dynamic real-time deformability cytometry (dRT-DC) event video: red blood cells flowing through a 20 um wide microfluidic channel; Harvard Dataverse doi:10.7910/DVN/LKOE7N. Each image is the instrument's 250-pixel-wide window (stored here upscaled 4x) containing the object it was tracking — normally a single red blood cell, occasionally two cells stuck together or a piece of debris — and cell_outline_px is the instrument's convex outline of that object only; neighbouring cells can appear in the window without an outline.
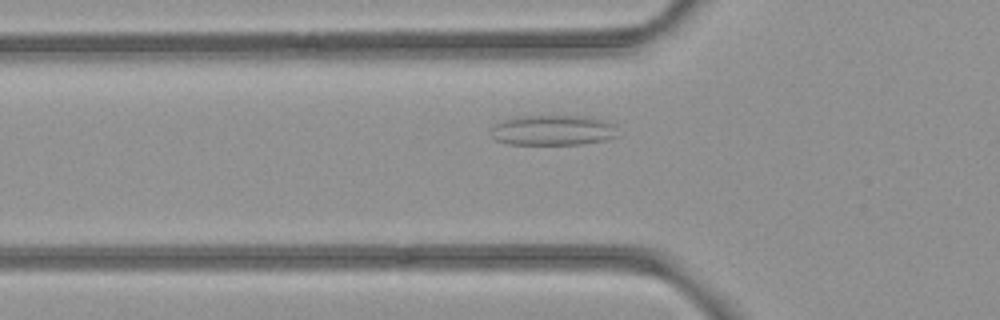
{"species": "common noctule bat (a hibernating species)", "species_latin": "Nyctalus noctula", "temperature_condition": "room temperature", "stored_images_in_passage": 37, "camera_frame_rate_fps": 3000, "um_per_image_px": 0.085, "animal": {"sex": "female", "body_mass_g": 21.9}, "frame": {"image": 1, "passage_image": 8, "time_ms": 2.333, "image_size_px": [1000, 320], "cell_outline_px": [[616, 136], [604, 140], [580, 144], [508, 144], [496, 140], [492, 136], [492, 128], [496, 124], [512, 116], [592, 116], [604, 120], [612, 124]], "centroid_in_image_um": [46.96, 11.06], "position_along_channel_um": 78.8, "area_um2": 22.2}}
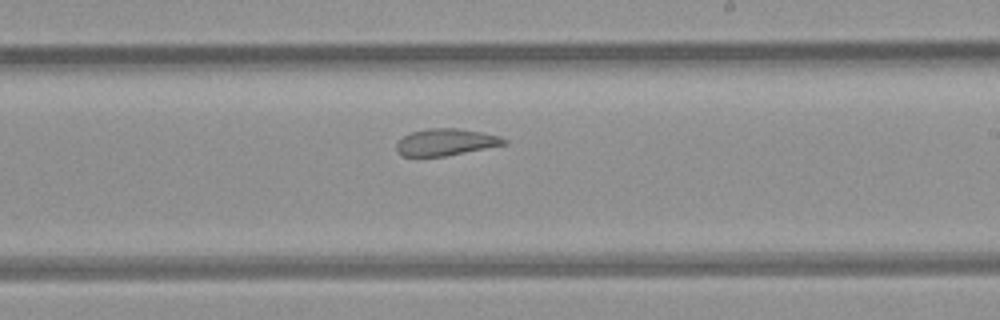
{"frame": {"image": 2, "passage_image": 21, "time_ms": 6.667, "image_size_px": [1000, 320], "cell_outline_px": [[508, 144], [444, 156], [400, 156], [396, 152], [396, 144], [404, 136], [412, 132], [428, 128], [456, 128], [484, 132], [500, 136], [508, 140]], "centroid_in_image_um": [37.91, 12.08], "position_along_channel_um": 251.1, "area_um2": 16.88}}
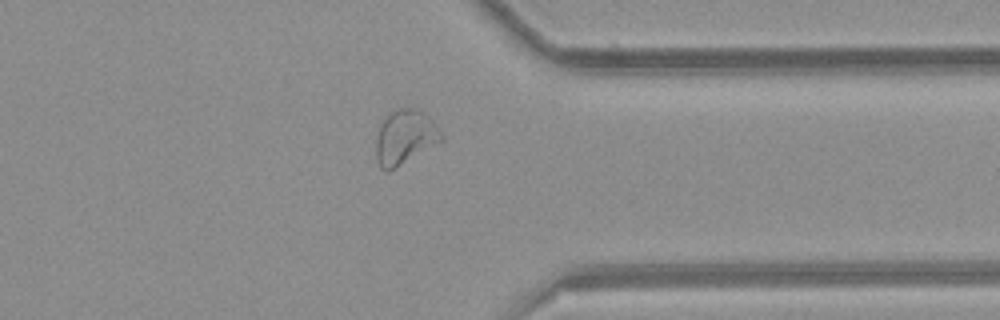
{"frame": {"image": 3, "passage_image": 31, "time_ms": 10.0, "image_size_px": [1000, 320], "cell_outline_px": [[444, 140], [388, 172], [384, 172], [380, 168], [376, 160], [376, 136], [380, 124], [384, 116], [396, 108], [416, 108], [424, 112], [432, 120], [444, 136]], "centroid_in_image_um": [34.4, 11.66], "position_along_channel_um": 377.0, "area_um2": 21.04}, "authors_computed_cell_mechanics": {"area_um2": 19.2474, "velocity_mm_per_s": 3.9514, "shape_relaxation_time_tau1_ms": null, "shape_relaxation_time_tau2_ms": 2.7554, "deformation_change_tau1": null, "deformation_change_tau2": 0.1049}}